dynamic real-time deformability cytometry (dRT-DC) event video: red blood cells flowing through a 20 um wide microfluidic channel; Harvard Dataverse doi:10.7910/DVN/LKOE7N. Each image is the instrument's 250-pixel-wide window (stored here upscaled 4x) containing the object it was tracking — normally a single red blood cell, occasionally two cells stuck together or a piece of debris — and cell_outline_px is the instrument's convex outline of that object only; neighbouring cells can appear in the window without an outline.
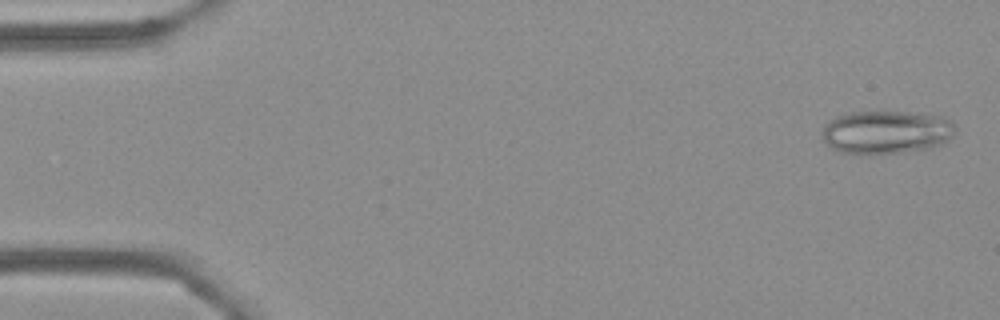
{"species": "Egyptian fruit bat (a non-hibernating species)", "species_latin": "Rousettus aegyptiacus", "temperature_condition": "cold", "stored_images_in_passage": 55, "camera_frame_rate_fps": 3000, "um_per_image_px": 0.085, "frame": {"image": 1, "passage_image": 2, "time_ms": 0.333, "image_size_px": [1000, 320], "cell_outline_px": [[956, 132], [952, 136], [940, 144], [932, 148], [872, 156], [860, 156], [840, 152], [832, 148], [824, 140], [824, 128], [828, 120], [836, 116], [848, 112], [908, 112], [944, 116], [952, 120], [956, 124]], "centroid_in_image_um": [75.36, 11.25], "position_along_channel_um": 9.6, "area_um2": 34.28}}
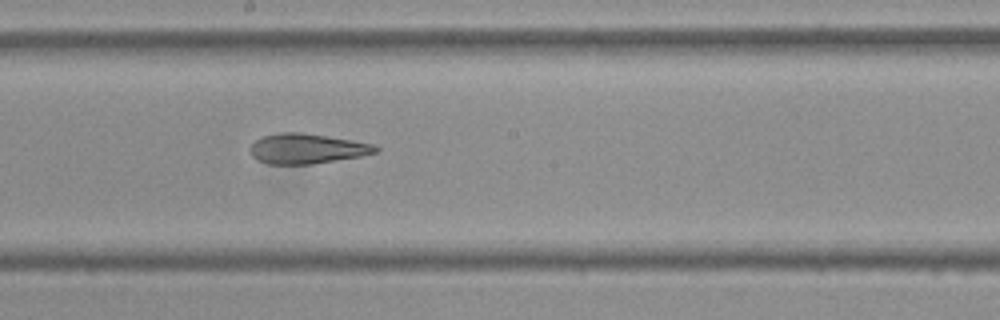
{"frame": {"image": 2, "passage_image": 30, "time_ms": 9.667, "image_size_px": [1000, 320], "cell_outline_px": [[380, 148], [376, 152], [360, 156], [312, 164], [268, 164], [256, 160], [252, 156], [252, 144], [256, 140], [264, 136], [284, 132], [300, 132], [328, 136], [352, 140], [372, 144]], "centroid_in_image_um": [26.09, 12.64], "position_along_channel_um": 222.1, "area_um2": 21.68}}
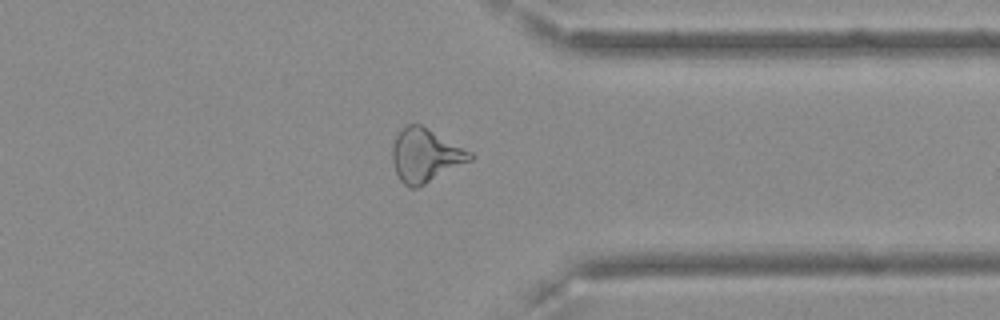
{"frame": {"image": 3, "passage_image": 43, "time_ms": 14.0, "image_size_px": [1000, 320], "cell_outline_px": [[476, 156], [472, 160], [416, 188], [408, 188], [400, 180], [396, 172], [392, 160], [392, 148], [396, 136], [400, 128], [408, 124], [420, 124], [472, 152]], "centroid_in_image_um": [36.15, 13.2], "position_along_channel_um": 375.2, "area_um2": 24.1}, "authors_computed_cell_mechanics": {"area_um2": 24.7384, "velocity_mm_per_s": 3.6415, "shape_relaxation_time_tau1_ms": null, "shape_relaxation_time_tau2_ms": 4.8251, "deformation_change_tau1": null, "deformation_change_tau2": 0.1434}}